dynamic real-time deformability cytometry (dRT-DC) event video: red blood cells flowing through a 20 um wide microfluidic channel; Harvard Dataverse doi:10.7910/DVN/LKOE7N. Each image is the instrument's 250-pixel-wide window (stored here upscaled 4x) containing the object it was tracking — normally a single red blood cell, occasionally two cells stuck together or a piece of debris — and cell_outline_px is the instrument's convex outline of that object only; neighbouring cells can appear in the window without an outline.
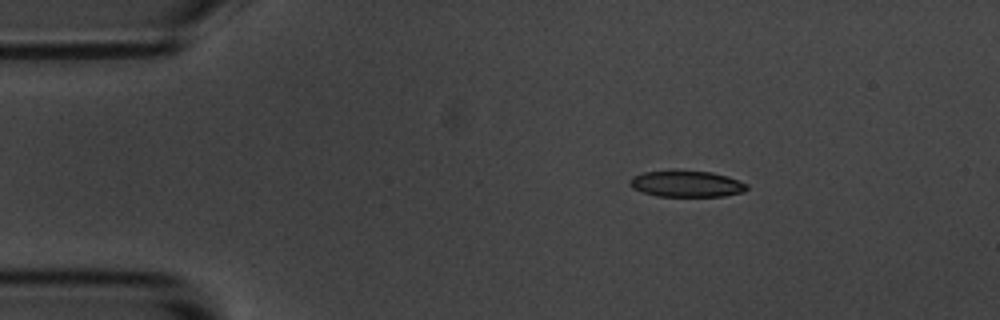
{"species": "common noctule bat (a hibernating species)", "species_latin": "Nyctalus noctula", "temperature_condition": "room temperature", "stored_images_in_passage": 5, "camera_frame_rate_fps": 3000, "um_per_image_px": 0.085, "animal": {"sex": "male", "body_mass_g": 20.1, "forearm_length_mm": 53.5}, "frame": {"image": 1, "passage_image": 3, "time_ms": 2.333, "image_size_px": [1000, 320], "cell_outline_px": [[748, 188], [744, 192], [724, 196], [656, 196], [632, 188], [628, 184], [628, 180], [632, 176], [644, 172], [672, 168], [676, 168], [712, 172], [748, 184]], "centroid_in_image_um": [58.29, 15.59], "position_along_channel_um": 26.7, "area_um2": 18.5}}